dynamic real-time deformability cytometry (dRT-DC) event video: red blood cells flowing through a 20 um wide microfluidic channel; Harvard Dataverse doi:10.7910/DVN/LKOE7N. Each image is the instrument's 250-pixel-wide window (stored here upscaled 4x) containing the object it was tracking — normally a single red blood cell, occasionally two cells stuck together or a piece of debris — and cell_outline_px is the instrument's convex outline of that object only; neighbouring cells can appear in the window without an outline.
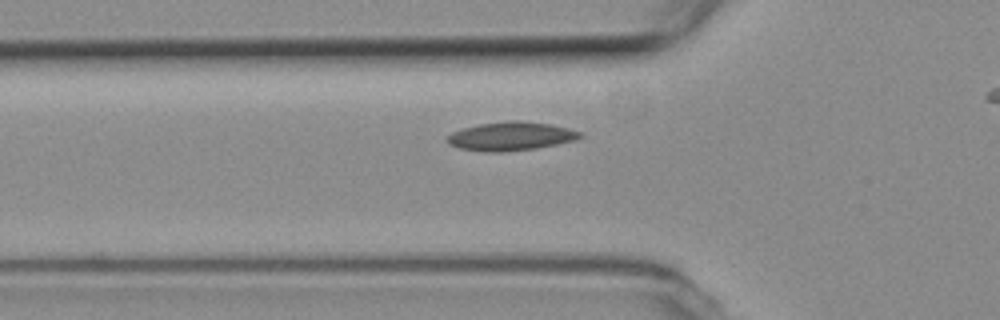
{"species": "common noctule bat (a hibernating species)", "species_latin": "Nyctalus noctula", "temperature_condition": "room temperature", "stored_images_in_passage": 32, "camera_frame_rate_fps": 3000, "um_per_image_px": 0.085, "animal": {"sex": "female", "body_mass_g": 19.3, "forearm_length_mm": 54.1}, "frame": {"image": 1, "passage_image": 3, "time_ms": 0.667, "image_size_px": [1000, 320], "cell_outline_px": [[584, 136], [576, 140], [556, 144], [532, 148], [500, 152], [484, 152], [460, 148], [448, 144], [448, 136], [452, 132], [464, 128], [480, 124], [508, 120], [520, 120], [548, 124], [568, 128], [580, 132]], "centroid_in_image_um": [43.42, 11.57], "position_along_channel_um": 82.4, "area_um2": 21.91}}
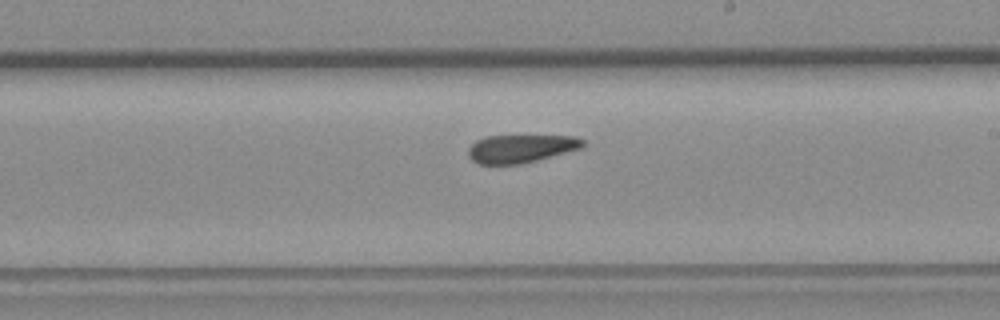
{"frame": {"image": 2, "passage_image": 16, "time_ms": 5.0, "image_size_px": [1000, 320], "cell_outline_px": [[584, 144], [580, 148], [536, 160], [520, 164], [480, 164], [472, 160], [468, 156], [468, 148], [476, 140], [484, 136], [576, 136], [584, 140]], "centroid_in_image_um": [44.22, 12.62], "position_along_channel_um": 244.8, "area_um2": 18.55}}
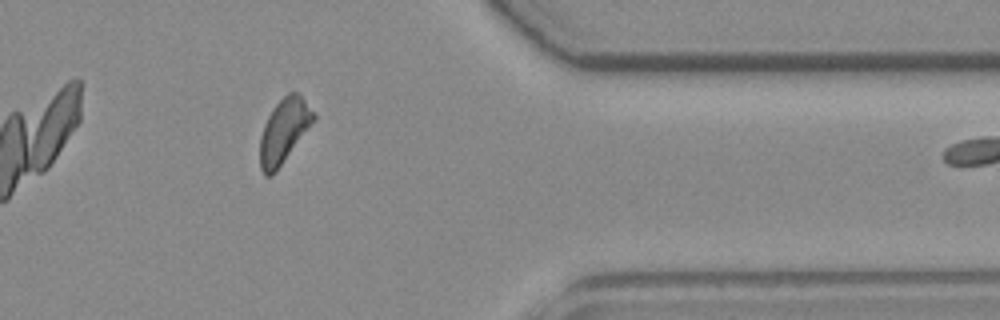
{"frame": {"image": 3, "passage_image": 29, "time_ms": 9.333, "image_size_px": [1000, 320], "cell_outline_px": [[316, 116], [276, 172], [272, 176], [264, 176], [260, 168], [260, 136], [264, 124], [268, 116], [276, 104], [288, 92], [296, 92], [316, 112]], "centroid_in_image_um": [24.1, 11.14], "position_along_channel_um": 387.3, "area_um2": 19.65}, "authors_computed_cell_mechanics": {"area_um2": 20.2589, "velocity_mm_per_s": 3.7549, "shape_relaxation_time_tau1_ms": null, "shape_relaxation_time_tau2_ms": 2.7824, "deformation_change_tau1": null, "deformation_change_tau2": 0.0927}}